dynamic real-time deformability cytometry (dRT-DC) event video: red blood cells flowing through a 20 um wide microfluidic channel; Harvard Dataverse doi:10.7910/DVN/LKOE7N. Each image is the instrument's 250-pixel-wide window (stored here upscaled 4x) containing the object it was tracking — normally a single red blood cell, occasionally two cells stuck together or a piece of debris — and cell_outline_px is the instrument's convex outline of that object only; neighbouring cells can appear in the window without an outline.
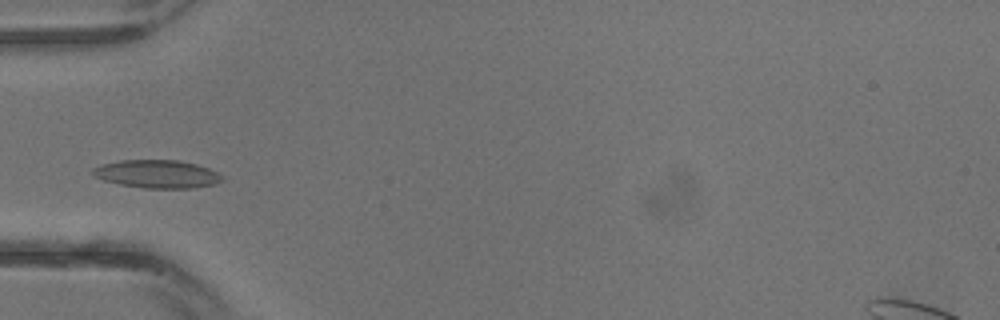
{"species": "common noctule bat (a hibernating species)", "species_latin": "Nyctalus noctula", "temperature_condition": "warm", "stored_images_in_passage": 28, "camera_frame_rate_fps": 3000, "um_per_image_px": 0.085, "animal": {"sex": "male", "body_mass_g": 13.3}, "frame": {"image": 1, "passage_image": 8, "time_ms": 2.333, "image_size_px": [1000, 320], "cell_outline_px": [[224, 180], [216, 184], [192, 188], [144, 188], [120, 184], [104, 180], [96, 176], [92, 172], [92, 168], [100, 164], [120, 160], [180, 160], [196, 164], [208, 168], [224, 176]], "centroid_in_image_um": [13.38, 14.78], "position_along_channel_um": 71.6, "area_um2": 21.21}}
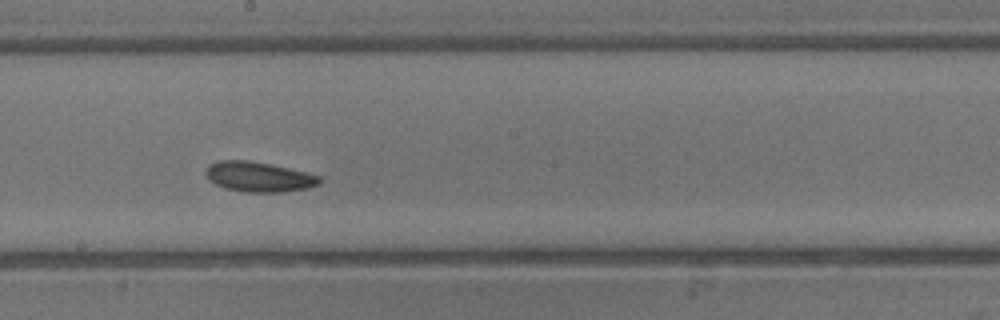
{"frame": {"image": 2, "passage_image": 15, "time_ms": 4.667, "image_size_px": [1000, 320], "cell_outline_px": [[320, 184], [308, 188], [280, 192], [244, 192], [224, 188], [208, 180], [204, 172], [208, 164], [216, 160], [248, 160], [288, 168], [320, 176]], "centroid_in_image_um": [21.93, 15.03], "position_along_channel_um": 226.3, "area_um2": 19.94}}
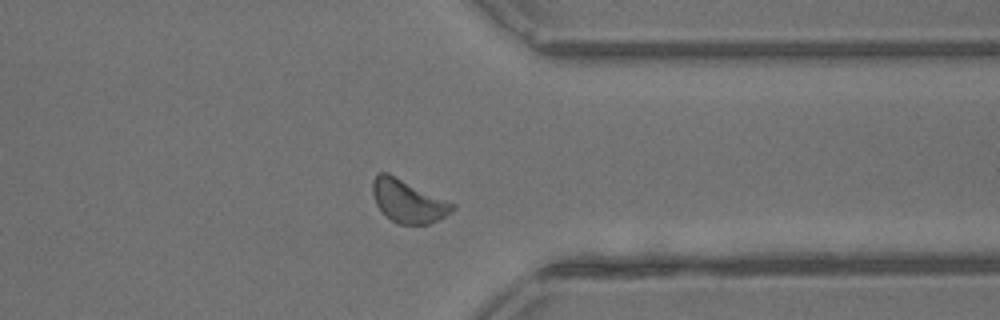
{"frame": {"image": 3, "passage_image": 22, "time_ms": 7.0, "image_size_px": [1000, 320], "cell_outline_px": [[456, 208], [452, 212], [428, 224], [396, 224], [376, 204], [372, 192], [372, 180], [376, 172], [388, 172], [456, 204]], "centroid_in_image_um": [34.68, 17.07], "position_along_channel_um": 376.7, "area_um2": 19.94}}